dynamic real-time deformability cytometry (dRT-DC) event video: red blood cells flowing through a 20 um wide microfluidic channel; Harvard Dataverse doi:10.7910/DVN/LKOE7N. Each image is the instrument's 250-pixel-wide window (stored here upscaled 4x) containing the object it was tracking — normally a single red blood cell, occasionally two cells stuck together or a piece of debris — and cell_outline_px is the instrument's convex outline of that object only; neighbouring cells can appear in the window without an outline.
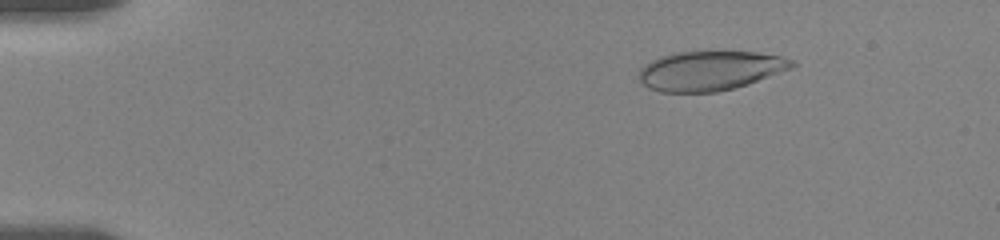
{"species": "human", "species_latin": "Homo sapiens", "temperature_condition": "room temperature", "stored_images_in_passage": 87, "camera_frame_rate_fps": 3000, "um_per_image_px": 0.085, "donor": {"sex": "female"}, "frame": {"image": 1, "passage_image": 12, "time_ms": 2.333, "image_size_px": [1000, 240], "cell_outline_px": [[796, 64], [792, 68], [748, 84], [716, 92], [660, 92], [648, 88], [640, 80], [640, 68], [644, 64], [660, 56], [676, 52], [756, 52], [780, 56], [792, 60]], "centroid_in_image_um": [60.34, 6.01], "position_along_channel_um": 24.7, "area_um2": 34.97}}
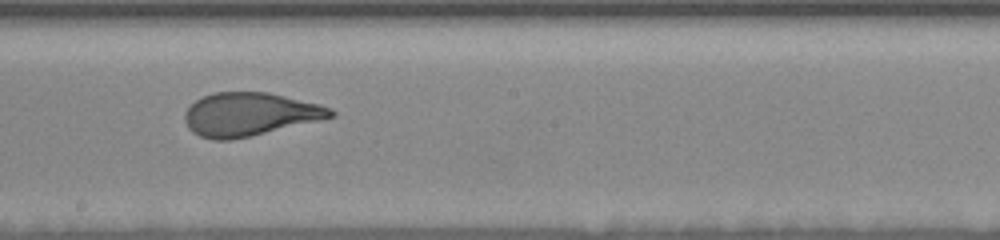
{"frame": {"image": 2, "passage_image": 50, "time_ms": 10.333, "image_size_px": [1000, 240], "cell_outline_px": [[336, 116], [320, 120], [252, 136], [232, 140], [212, 140], [200, 136], [192, 132], [188, 128], [184, 120], [184, 112], [196, 100], [204, 96], [216, 92], [268, 92], [320, 104], [332, 108], [336, 112]], "centroid_in_image_um": [21.23, 9.72], "position_along_channel_um": 227.0, "area_um2": 36.99}}
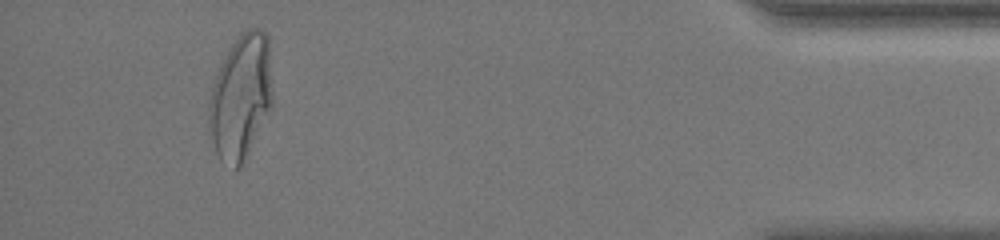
{"frame": {"image": 3, "passage_image": 82, "time_ms": 17.0, "image_size_px": [1000, 240], "cell_outline_px": [[272, 104], [240, 168], [236, 168], [220, 160], [208, 140], [208, 100], [216, 72], [228, 48], [240, 32], [248, 28], [264, 28], [268, 36], [272, 92]], "centroid_in_image_um": [20.42, 8.2], "position_along_channel_um": 414.8, "area_um2": 46.88}, "authors_computed_cell_mechanics": {"area_um2": 37.281, "velocity_mm_per_s": 3.6159, "shape_relaxation_time_tau1_ms": 4.6048, "shape_relaxation_time_tau2_ms": null, "deformation_change_tau1": 0.1926, "deformation_change_tau2": null}}